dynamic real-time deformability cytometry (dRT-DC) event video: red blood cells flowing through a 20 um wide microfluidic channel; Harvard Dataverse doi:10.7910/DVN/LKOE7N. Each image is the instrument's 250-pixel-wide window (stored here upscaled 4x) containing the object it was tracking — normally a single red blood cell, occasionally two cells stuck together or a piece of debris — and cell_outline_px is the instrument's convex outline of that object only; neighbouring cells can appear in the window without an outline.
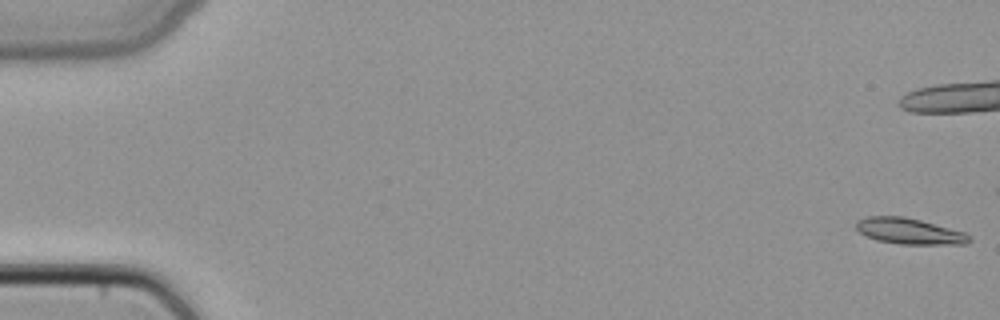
{"species": "common noctule bat (a hibernating species)", "species_latin": "Nyctalus noctula", "temperature_condition": "cold", "stored_images_in_passage": 16, "camera_frame_rate_fps": 3000, "um_per_image_px": 0.085, "animal": {"sex": "female", "body_mass_g": 22.7, "forearm_length_mm": 54.2}, "frame": {"image": 1, "passage_image": 1, "time_ms": 0.0, "image_size_px": [1000, 320], "cell_outline_px": [[972, 240], [968, 244], [900, 244], [876, 240], [860, 232], [856, 228], [856, 220], [868, 216], [904, 216], [920, 220], [964, 232], [972, 236]], "centroid_in_image_um": [77.31, 19.65], "position_along_channel_um": 7.7, "area_um2": 17.11}}